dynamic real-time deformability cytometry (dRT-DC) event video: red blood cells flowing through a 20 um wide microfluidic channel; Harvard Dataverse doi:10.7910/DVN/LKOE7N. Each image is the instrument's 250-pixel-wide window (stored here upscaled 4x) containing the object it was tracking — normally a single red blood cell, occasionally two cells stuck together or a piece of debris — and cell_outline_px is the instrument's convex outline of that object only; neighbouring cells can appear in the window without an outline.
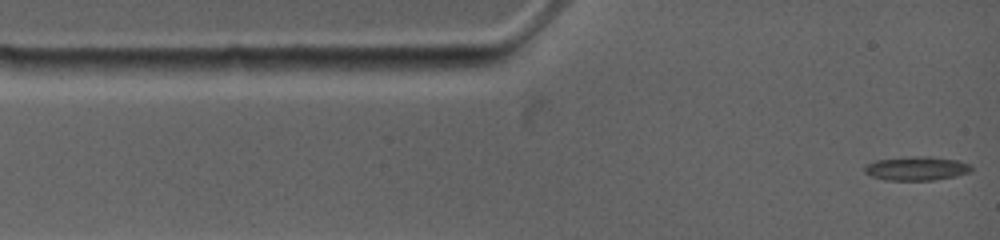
{"species": "common noctule bat (a hibernating species)", "species_latin": "Nyctalus noctula", "temperature_condition": "warm", "stored_images_in_passage": 81, "camera_frame_rate_fps": 4500, "um_per_image_px": 0.085, "animal": {"sex": "female", "body_mass_g": 19.0, "forearm_length_mm": 53.3}, "frame": {"image": 1, "passage_image": 1, "time_ms": 0.0, "image_size_px": [1000, 240], "cell_outline_px": [[972, 168], [968, 172], [956, 176], [932, 180], [884, 180], [872, 176], [864, 172], [864, 164], [876, 160], [912, 156], [932, 156], [960, 160], [968, 164]], "centroid_in_image_um": [77.87, 14.3], "position_along_channel_um": 7.1, "area_um2": 14.97}}
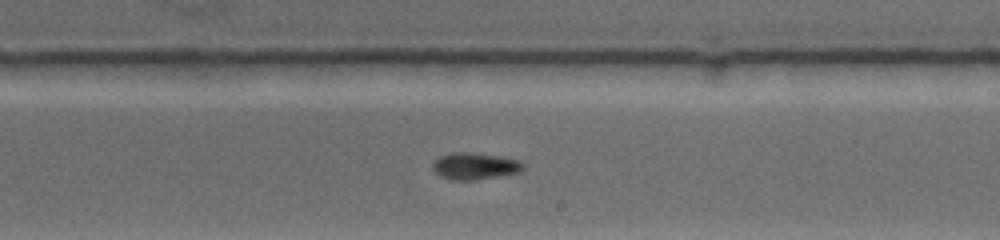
{"frame": {"image": 2, "passage_image": 35, "time_ms": 7.333, "image_size_px": [1000, 240], "cell_outline_px": [[524, 168], [520, 172], [500, 176], [476, 180], [448, 180], [440, 176], [432, 168], [432, 160], [448, 152], [468, 152], [500, 156], [520, 160], [524, 164]], "centroid_in_image_um": [40.33, 14.11], "position_along_channel_um": 248.7, "area_um2": 14.45}}
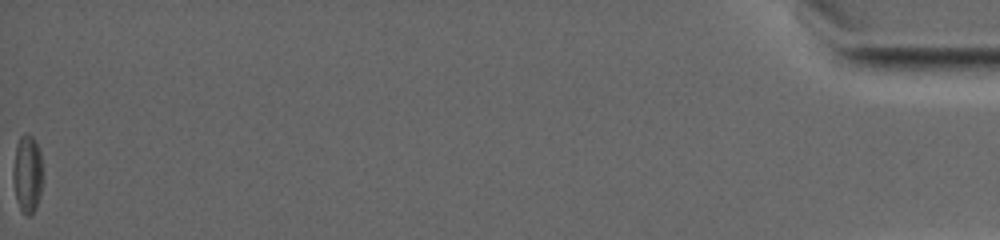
{"frame": {"image": 3, "passage_image": 81, "time_ms": 16.889, "image_size_px": [1000, 240], "cell_outline_px": [[40, 196], [36, 208], [32, 216], [24, 216], [16, 200], [12, 180], [12, 168], [16, 148], [20, 136], [24, 132], [28, 132], [36, 140], [40, 152]], "centroid_in_image_um": [2.28, 14.79], "position_along_channel_um": 432.9, "area_um2": 13.53}, "authors_computed_cell_mechanics": {"area_um2": 13.5252, "velocity_mm_per_s": 3.8455, "shape_relaxation_time_tau1_ms": 5.9764, "shape_relaxation_time_tau2_ms": 3.397, "deformation_change_tau1": 0.1834, "deformation_change_tau2": 0.068}}